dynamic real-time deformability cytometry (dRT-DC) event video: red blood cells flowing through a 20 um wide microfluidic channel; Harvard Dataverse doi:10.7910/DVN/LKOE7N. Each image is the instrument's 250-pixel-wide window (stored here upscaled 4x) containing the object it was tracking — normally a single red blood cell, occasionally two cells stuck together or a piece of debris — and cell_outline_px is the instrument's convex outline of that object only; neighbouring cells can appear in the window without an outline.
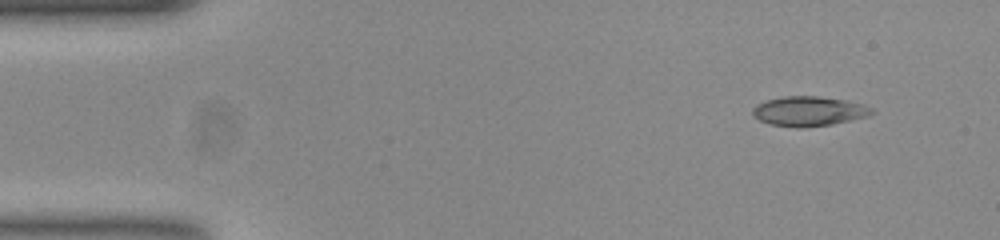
{"species": "common noctule bat (a hibernating species)", "species_latin": "Nyctalus noctula", "temperature_condition": "room temperature", "stored_images_in_passage": 49, "camera_frame_rate_fps": 3000, "um_per_image_px": 0.085, "animal": {"sex": "female", "body_mass_g": 23.0, "forearm_length_mm": 53.4}, "frame": {"image": 1, "passage_image": 1, "time_ms": 0.0, "image_size_px": [1000, 240], "cell_outline_px": [[872, 112], [868, 116], [832, 124], [804, 128], [796, 128], [768, 124], [752, 116], [752, 108], [756, 104], [764, 100], [784, 96], [820, 96], [848, 100], [864, 104], [872, 108]], "centroid_in_image_um": [68.71, 9.45], "position_along_channel_um": 16.3, "area_um2": 20.92}}
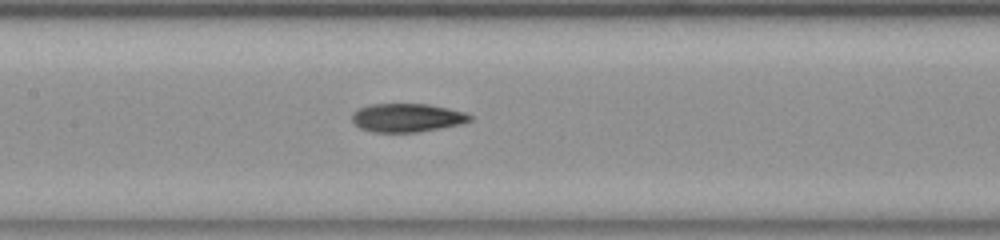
{"frame": {"image": 2, "passage_image": 21, "time_ms": 6.667, "image_size_px": [1000, 240], "cell_outline_px": [[472, 120], [460, 124], [416, 132], [372, 132], [360, 128], [352, 120], [352, 112], [368, 104], [428, 104], [448, 108], [464, 112], [472, 116]], "centroid_in_image_um": [34.58, 10.0], "position_along_channel_um": 172.8, "area_um2": 19.48}}
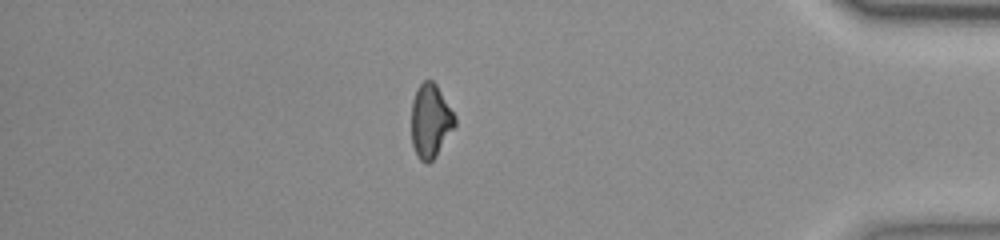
{"frame": {"image": 3, "passage_image": 42, "time_ms": 13.667, "image_size_px": [1000, 240], "cell_outline_px": [[456, 124], [436, 156], [428, 164], [424, 164], [416, 156], [412, 144], [412, 100], [416, 88], [424, 80], [432, 80], [436, 84], [456, 116]], "centroid_in_image_um": [36.58, 10.29], "position_along_channel_um": 398.6, "area_um2": 18.79}, "authors_computed_cell_mechanics": {"area_um2": 19.4786, "velocity_mm_per_s": 3.8023, "shape_relaxation_time_tau1_ms": 10.3278, "shape_relaxation_time_tau2_ms": 5.1917, "deformation_change_tau1": 0.2522, "deformation_change_tau2": 0.1295}}